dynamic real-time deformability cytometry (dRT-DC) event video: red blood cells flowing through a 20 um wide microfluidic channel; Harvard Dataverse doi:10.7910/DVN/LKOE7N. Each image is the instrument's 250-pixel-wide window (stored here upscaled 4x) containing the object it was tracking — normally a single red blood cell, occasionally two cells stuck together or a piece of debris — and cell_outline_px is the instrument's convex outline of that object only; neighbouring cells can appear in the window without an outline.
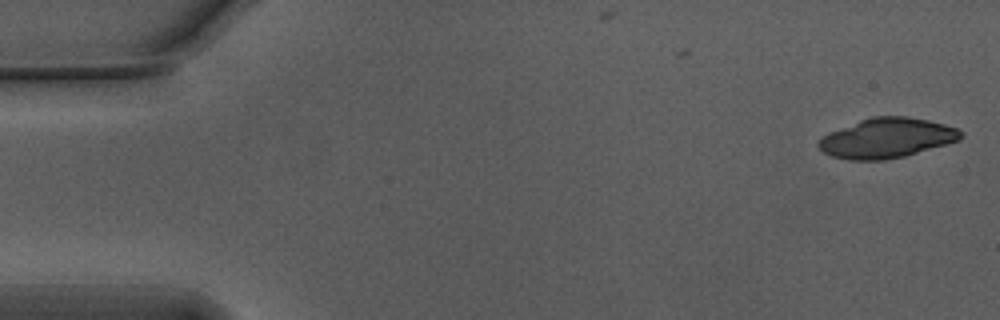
{"species": "Egyptian fruit bat (a non-hibernating species)", "species_latin": "Rousettus aegyptiacus", "temperature_condition": "warm", "stored_images_in_passage": 9, "camera_frame_rate_fps": 3000, "um_per_image_px": 0.085, "animal": {"sex": "male"}, "frame": {"image": 1, "passage_image": 1, "time_ms": 0.0, "image_size_px": [1000, 320], "cell_outline_px": [[964, 136], [960, 140], [904, 156], [884, 160], [848, 160], [832, 156], [824, 152], [816, 144], [824, 136], [832, 132], [860, 120], [872, 116], [908, 116], [928, 120], [944, 124], [956, 128], [964, 132]], "centroid_in_image_um": [75.42, 11.73], "position_along_channel_um": 9.6, "area_um2": 32.71}}